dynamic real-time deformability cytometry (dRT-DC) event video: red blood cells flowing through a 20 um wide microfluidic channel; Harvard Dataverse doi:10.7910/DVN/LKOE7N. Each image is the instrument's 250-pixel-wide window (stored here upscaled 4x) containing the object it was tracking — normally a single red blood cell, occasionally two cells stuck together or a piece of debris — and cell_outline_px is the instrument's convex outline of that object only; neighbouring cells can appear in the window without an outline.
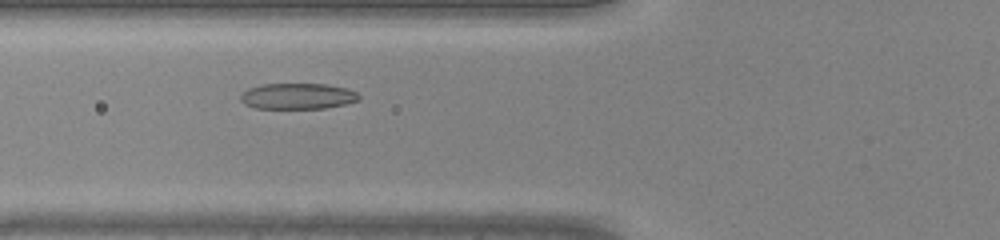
{"species": "common noctule bat (a hibernating species)", "species_latin": "Nyctalus noctula", "temperature_condition": "warm", "stored_images_in_passage": 38, "camera_frame_rate_fps": 3000, "um_per_image_px": 0.085, "animal": {"sex": "male", "body_mass_g": 20.0, "forearm_length_mm": 53.3}, "frame": {"image": 1, "passage_image": 10, "time_ms": 3.0, "image_size_px": [1000, 240], "cell_outline_px": [[360, 100], [344, 104], [324, 108], [256, 108], [244, 104], [240, 100], [240, 96], [248, 88], [264, 84], [328, 84], [348, 88], [356, 92], [360, 96]], "centroid_in_image_um": [25.32, 8.17], "position_along_channel_um": 100.5, "area_um2": 17.86}}
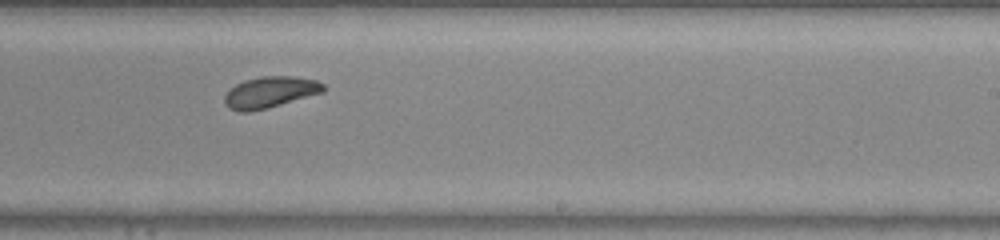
{"frame": {"image": 2, "passage_image": 21, "time_ms": 6.667, "image_size_px": [1000, 240], "cell_outline_px": [[324, 92], [264, 108], [248, 112], [240, 112], [228, 108], [224, 104], [224, 96], [236, 84], [244, 80], [264, 76], [292, 76], [316, 80], [324, 84]], "centroid_in_image_um": [22.93, 7.83], "position_along_channel_um": 266.1, "area_um2": 17.69}}
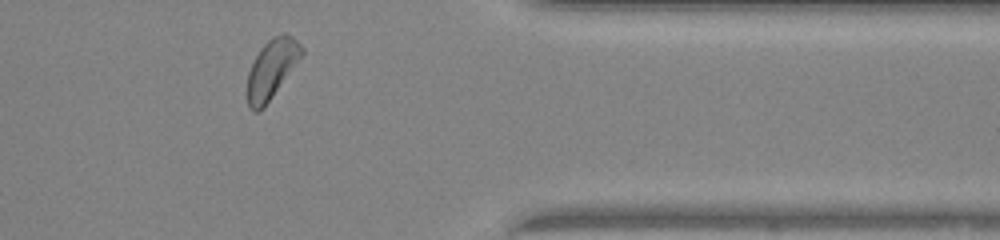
{"frame": {"image": 3, "passage_image": 30, "time_ms": 9.667, "image_size_px": [1000, 240], "cell_outline_px": [[304, 52], [264, 108], [260, 112], [252, 112], [248, 104], [248, 72], [260, 48], [272, 36], [292, 36], [304, 48]], "centroid_in_image_um": [23.08, 5.9], "position_along_channel_um": 388.3, "area_um2": 18.21}}